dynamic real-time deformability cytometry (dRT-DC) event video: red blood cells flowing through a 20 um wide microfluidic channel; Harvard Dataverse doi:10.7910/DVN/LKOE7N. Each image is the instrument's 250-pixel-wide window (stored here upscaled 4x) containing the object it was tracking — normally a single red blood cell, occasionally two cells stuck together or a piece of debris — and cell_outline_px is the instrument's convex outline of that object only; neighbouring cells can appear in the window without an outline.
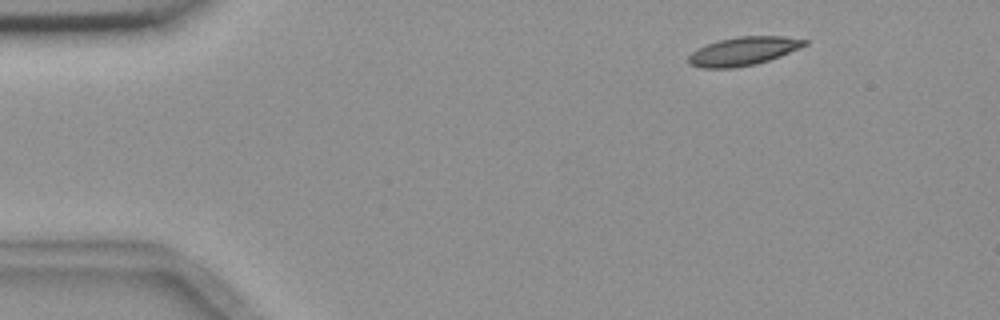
{"species": "common noctule bat (a hibernating species)", "species_latin": "Nyctalus noctula", "temperature_condition": "room temperature", "stored_images_in_passage": 6, "camera_frame_rate_fps": 3000, "um_per_image_px": 0.085, "animal": {"sex": "female", "body_mass_g": 18.4}, "frame": {"image": 1, "passage_image": 2, "time_ms": 1.333, "image_size_px": [1000, 320], "cell_outline_px": [[808, 44], [800, 48], [780, 56], [756, 64], [736, 68], [700, 68], [688, 64], [688, 56], [692, 52], [708, 44], [720, 40], [740, 36], [784, 36], [808, 40]], "centroid_in_image_um": [63.19, 4.36], "position_along_channel_um": 21.8, "area_um2": 19.25}}
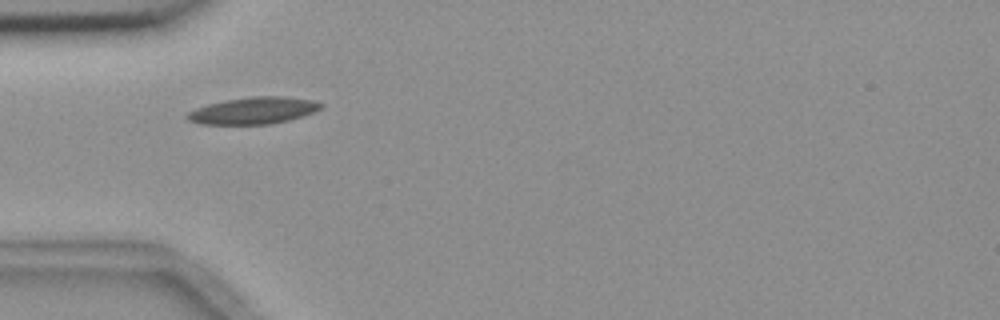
{"frame": {"image": 2, "passage_image": 5, "time_ms": 4.667, "image_size_px": [1000, 320], "cell_outline_px": [[324, 104], [320, 108], [312, 112], [288, 120], [268, 124], [200, 124], [188, 120], [184, 116], [188, 112], [196, 108], [208, 104], [224, 100], [252, 96], [284, 96], [312, 100]], "centroid_in_image_um": [21.49, 9.39], "position_along_channel_um": 63.5, "area_um2": 20.75}}
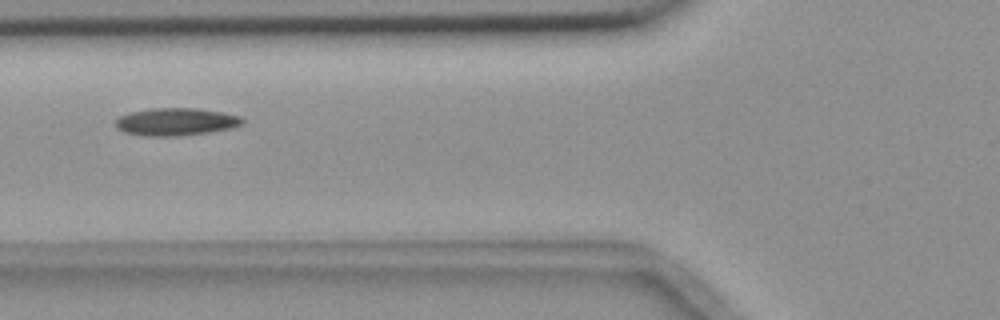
{"frame": {"image": 3, "passage_image": 6, "time_ms": 6.0, "image_size_px": [1000, 320], "cell_outline_px": [[244, 124], [228, 128], [208, 132], [176, 136], [144, 136], [124, 132], [116, 128], [116, 120], [120, 116], [132, 112], [152, 108], [196, 108], [224, 112], [240, 116], [244, 120]], "centroid_in_image_um": [14.95, 10.35], "position_along_channel_um": 110.8, "area_um2": 20.29}}